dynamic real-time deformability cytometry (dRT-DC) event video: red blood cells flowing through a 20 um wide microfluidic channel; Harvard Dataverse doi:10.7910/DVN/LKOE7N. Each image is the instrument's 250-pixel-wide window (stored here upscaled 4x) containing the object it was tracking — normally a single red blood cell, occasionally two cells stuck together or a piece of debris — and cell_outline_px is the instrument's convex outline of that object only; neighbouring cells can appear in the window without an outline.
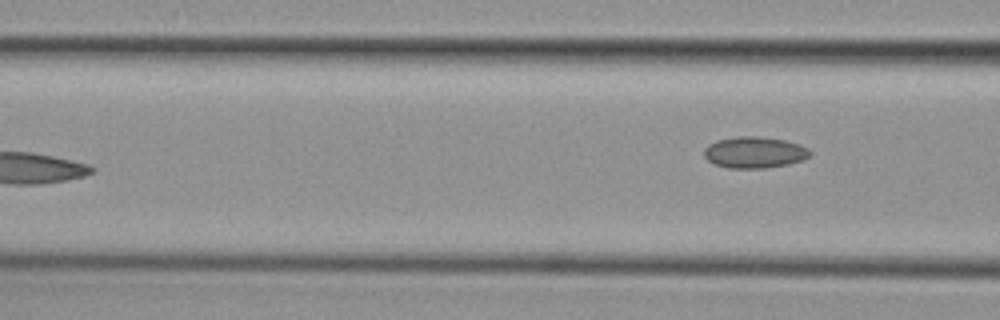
{"species": "common noctule bat (a hibernating species)", "species_latin": "Nyctalus noctula", "temperature_condition": "cold", "stored_images_in_passage": 7, "camera_frame_rate_fps": 3000, "um_per_image_px": 0.085, "animal": {"sex": "female", "body_mass_g": 29.2, "forearm_length_mm": 56.3}, "frame": {"image": 1, "passage_image": 7, "time_ms": 2.0, "image_size_px": [1000, 320], "cell_outline_px": [[812, 152], [804, 160], [788, 164], [764, 168], [728, 168], [712, 164], [704, 156], [704, 148], [708, 144], [716, 140], [736, 136], [756, 136], [784, 140], [800, 144], [808, 148]], "centroid_in_image_um": [64.11, 12.95], "position_along_channel_um": 102.5, "area_um2": 19.54}}